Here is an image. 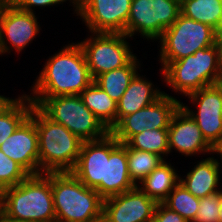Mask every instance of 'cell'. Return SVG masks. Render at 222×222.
Returning a JSON list of instances; mask_svg holds the SVG:
<instances>
[{"mask_svg": "<svg viewBox=\"0 0 222 222\" xmlns=\"http://www.w3.org/2000/svg\"><path fill=\"white\" fill-rule=\"evenodd\" d=\"M151 222H187L177 212L168 208L164 203H157Z\"/></svg>", "mask_w": 222, "mask_h": 222, "instance_id": "31", "label": "cell"}, {"mask_svg": "<svg viewBox=\"0 0 222 222\" xmlns=\"http://www.w3.org/2000/svg\"><path fill=\"white\" fill-rule=\"evenodd\" d=\"M137 73L128 88L117 102L116 124L125 116L147 107L159 99L164 92Z\"/></svg>", "mask_w": 222, "mask_h": 222, "instance_id": "19", "label": "cell"}, {"mask_svg": "<svg viewBox=\"0 0 222 222\" xmlns=\"http://www.w3.org/2000/svg\"><path fill=\"white\" fill-rule=\"evenodd\" d=\"M219 33L211 26L183 16L181 13L159 39L160 61L172 62L217 43Z\"/></svg>", "mask_w": 222, "mask_h": 222, "instance_id": "7", "label": "cell"}, {"mask_svg": "<svg viewBox=\"0 0 222 222\" xmlns=\"http://www.w3.org/2000/svg\"><path fill=\"white\" fill-rule=\"evenodd\" d=\"M29 99L48 118L62 124L83 142L101 139L110 132L85 106L80 95Z\"/></svg>", "mask_w": 222, "mask_h": 222, "instance_id": "6", "label": "cell"}, {"mask_svg": "<svg viewBox=\"0 0 222 222\" xmlns=\"http://www.w3.org/2000/svg\"><path fill=\"white\" fill-rule=\"evenodd\" d=\"M51 189L56 222H102L104 199L72 172L51 173Z\"/></svg>", "mask_w": 222, "mask_h": 222, "instance_id": "3", "label": "cell"}, {"mask_svg": "<svg viewBox=\"0 0 222 222\" xmlns=\"http://www.w3.org/2000/svg\"><path fill=\"white\" fill-rule=\"evenodd\" d=\"M32 107L27 95L16 99L8 97L0 104V145L30 115Z\"/></svg>", "mask_w": 222, "mask_h": 222, "instance_id": "23", "label": "cell"}, {"mask_svg": "<svg viewBox=\"0 0 222 222\" xmlns=\"http://www.w3.org/2000/svg\"><path fill=\"white\" fill-rule=\"evenodd\" d=\"M198 110L181 106L194 119L207 143L213 148L222 144V89L218 84L207 86L188 95Z\"/></svg>", "mask_w": 222, "mask_h": 222, "instance_id": "11", "label": "cell"}, {"mask_svg": "<svg viewBox=\"0 0 222 222\" xmlns=\"http://www.w3.org/2000/svg\"><path fill=\"white\" fill-rule=\"evenodd\" d=\"M199 200L200 198L195 197L179 182L163 203L187 222H193L199 208Z\"/></svg>", "mask_w": 222, "mask_h": 222, "instance_id": "28", "label": "cell"}, {"mask_svg": "<svg viewBox=\"0 0 222 222\" xmlns=\"http://www.w3.org/2000/svg\"><path fill=\"white\" fill-rule=\"evenodd\" d=\"M217 44L219 47L220 71L222 76V33L218 35Z\"/></svg>", "mask_w": 222, "mask_h": 222, "instance_id": "34", "label": "cell"}, {"mask_svg": "<svg viewBox=\"0 0 222 222\" xmlns=\"http://www.w3.org/2000/svg\"><path fill=\"white\" fill-rule=\"evenodd\" d=\"M218 160L213 157L198 162L194 168L187 173L186 178H180V183L195 197L203 198L221 191L217 188L220 184V172ZM219 189V190H218Z\"/></svg>", "mask_w": 222, "mask_h": 222, "instance_id": "20", "label": "cell"}, {"mask_svg": "<svg viewBox=\"0 0 222 222\" xmlns=\"http://www.w3.org/2000/svg\"><path fill=\"white\" fill-rule=\"evenodd\" d=\"M219 87L222 89V76L220 77V79L218 80V83Z\"/></svg>", "mask_w": 222, "mask_h": 222, "instance_id": "39", "label": "cell"}, {"mask_svg": "<svg viewBox=\"0 0 222 222\" xmlns=\"http://www.w3.org/2000/svg\"><path fill=\"white\" fill-rule=\"evenodd\" d=\"M183 16L205 23L222 33V0H183L180 3Z\"/></svg>", "mask_w": 222, "mask_h": 222, "instance_id": "24", "label": "cell"}, {"mask_svg": "<svg viewBox=\"0 0 222 222\" xmlns=\"http://www.w3.org/2000/svg\"><path fill=\"white\" fill-rule=\"evenodd\" d=\"M212 153L220 154L221 163H222V144L213 147ZM221 163L218 162V167H219V168L222 167V166H220Z\"/></svg>", "mask_w": 222, "mask_h": 222, "instance_id": "35", "label": "cell"}, {"mask_svg": "<svg viewBox=\"0 0 222 222\" xmlns=\"http://www.w3.org/2000/svg\"><path fill=\"white\" fill-rule=\"evenodd\" d=\"M169 154L172 149L190 156L212 153L213 148L204 139L201 130L189 113L180 106L173 115L168 128Z\"/></svg>", "mask_w": 222, "mask_h": 222, "instance_id": "17", "label": "cell"}, {"mask_svg": "<svg viewBox=\"0 0 222 222\" xmlns=\"http://www.w3.org/2000/svg\"><path fill=\"white\" fill-rule=\"evenodd\" d=\"M1 210L18 220L56 222L51 173L29 175L21 183L2 190Z\"/></svg>", "mask_w": 222, "mask_h": 222, "instance_id": "2", "label": "cell"}, {"mask_svg": "<svg viewBox=\"0 0 222 222\" xmlns=\"http://www.w3.org/2000/svg\"><path fill=\"white\" fill-rule=\"evenodd\" d=\"M137 185L132 181L127 161V145L119 143L106 157L103 199L132 190Z\"/></svg>", "mask_w": 222, "mask_h": 222, "instance_id": "18", "label": "cell"}, {"mask_svg": "<svg viewBox=\"0 0 222 222\" xmlns=\"http://www.w3.org/2000/svg\"><path fill=\"white\" fill-rule=\"evenodd\" d=\"M94 82L84 51L79 43L68 44L59 53L49 57L33 84V95L28 98H51L80 95Z\"/></svg>", "mask_w": 222, "mask_h": 222, "instance_id": "1", "label": "cell"}, {"mask_svg": "<svg viewBox=\"0 0 222 222\" xmlns=\"http://www.w3.org/2000/svg\"><path fill=\"white\" fill-rule=\"evenodd\" d=\"M136 56L125 66L98 75L94 82L114 101L118 102L138 73L139 61Z\"/></svg>", "mask_w": 222, "mask_h": 222, "instance_id": "25", "label": "cell"}, {"mask_svg": "<svg viewBox=\"0 0 222 222\" xmlns=\"http://www.w3.org/2000/svg\"><path fill=\"white\" fill-rule=\"evenodd\" d=\"M70 1L73 3V7H75V12H76L86 0H70Z\"/></svg>", "mask_w": 222, "mask_h": 222, "instance_id": "36", "label": "cell"}, {"mask_svg": "<svg viewBox=\"0 0 222 222\" xmlns=\"http://www.w3.org/2000/svg\"><path fill=\"white\" fill-rule=\"evenodd\" d=\"M176 172L175 168L165 159L140 182L142 187L139 185L138 187L156 203H163L180 181V175Z\"/></svg>", "mask_w": 222, "mask_h": 222, "instance_id": "21", "label": "cell"}, {"mask_svg": "<svg viewBox=\"0 0 222 222\" xmlns=\"http://www.w3.org/2000/svg\"><path fill=\"white\" fill-rule=\"evenodd\" d=\"M1 19H2V0H0V37H1Z\"/></svg>", "mask_w": 222, "mask_h": 222, "instance_id": "38", "label": "cell"}, {"mask_svg": "<svg viewBox=\"0 0 222 222\" xmlns=\"http://www.w3.org/2000/svg\"><path fill=\"white\" fill-rule=\"evenodd\" d=\"M127 161L129 175L132 181L138 186V182L143 181L165 160L155 153L135 150L127 146Z\"/></svg>", "mask_w": 222, "mask_h": 222, "instance_id": "27", "label": "cell"}, {"mask_svg": "<svg viewBox=\"0 0 222 222\" xmlns=\"http://www.w3.org/2000/svg\"><path fill=\"white\" fill-rule=\"evenodd\" d=\"M132 0H86L77 10L91 33H123Z\"/></svg>", "mask_w": 222, "mask_h": 222, "instance_id": "13", "label": "cell"}, {"mask_svg": "<svg viewBox=\"0 0 222 222\" xmlns=\"http://www.w3.org/2000/svg\"><path fill=\"white\" fill-rule=\"evenodd\" d=\"M0 150L17 162L29 175L40 174L35 105H33L30 115L0 145Z\"/></svg>", "mask_w": 222, "mask_h": 222, "instance_id": "15", "label": "cell"}, {"mask_svg": "<svg viewBox=\"0 0 222 222\" xmlns=\"http://www.w3.org/2000/svg\"><path fill=\"white\" fill-rule=\"evenodd\" d=\"M120 142L109 132L105 137L82 143L79 158L72 173L88 188L103 198L106 157Z\"/></svg>", "mask_w": 222, "mask_h": 222, "instance_id": "12", "label": "cell"}, {"mask_svg": "<svg viewBox=\"0 0 222 222\" xmlns=\"http://www.w3.org/2000/svg\"><path fill=\"white\" fill-rule=\"evenodd\" d=\"M85 106L92 111L110 131L116 125L117 102L95 82L80 94Z\"/></svg>", "mask_w": 222, "mask_h": 222, "instance_id": "22", "label": "cell"}, {"mask_svg": "<svg viewBox=\"0 0 222 222\" xmlns=\"http://www.w3.org/2000/svg\"><path fill=\"white\" fill-rule=\"evenodd\" d=\"M177 0H132L125 34L140 33L148 40L160 39L180 15Z\"/></svg>", "mask_w": 222, "mask_h": 222, "instance_id": "8", "label": "cell"}, {"mask_svg": "<svg viewBox=\"0 0 222 222\" xmlns=\"http://www.w3.org/2000/svg\"><path fill=\"white\" fill-rule=\"evenodd\" d=\"M218 222H222V202L220 204L219 215H218Z\"/></svg>", "mask_w": 222, "mask_h": 222, "instance_id": "37", "label": "cell"}, {"mask_svg": "<svg viewBox=\"0 0 222 222\" xmlns=\"http://www.w3.org/2000/svg\"><path fill=\"white\" fill-rule=\"evenodd\" d=\"M157 203L138 186L103 201L102 222H151Z\"/></svg>", "mask_w": 222, "mask_h": 222, "instance_id": "16", "label": "cell"}, {"mask_svg": "<svg viewBox=\"0 0 222 222\" xmlns=\"http://www.w3.org/2000/svg\"><path fill=\"white\" fill-rule=\"evenodd\" d=\"M38 23L34 12L21 10L10 0H2L0 55L10 52L8 43L16 52L24 50L39 34Z\"/></svg>", "mask_w": 222, "mask_h": 222, "instance_id": "14", "label": "cell"}, {"mask_svg": "<svg viewBox=\"0 0 222 222\" xmlns=\"http://www.w3.org/2000/svg\"><path fill=\"white\" fill-rule=\"evenodd\" d=\"M161 63L166 84L176 93L179 91L185 96L217 84L221 77L217 43L182 59Z\"/></svg>", "mask_w": 222, "mask_h": 222, "instance_id": "5", "label": "cell"}, {"mask_svg": "<svg viewBox=\"0 0 222 222\" xmlns=\"http://www.w3.org/2000/svg\"><path fill=\"white\" fill-rule=\"evenodd\" d=\"M29 174L0 150V192L24 181Z\"/></svg>", "mask_w": 222, "mask_h": 222, "instance_id": "29", "label": "cell"}, {"mask_svg": "<svg viewBox=\"0 0 222 222\" xmlns=\"http://www.w3.org/2000/svg\"><path fill=\"white\" fill-rule=\"evenodd\" d=\"M181 103L164 92L151 105L123 117L110 130V133L120 143H126L133 135L141 133L145 129H168L171 119Z\"/></svg>", "mask_w": 222, "mask_h": 222, "instance_id": "10", "label": "cell"}, {"mask_svg": "<svg viewBox=\"0 0 222 222\" xmlns=\"http://www.w3.org/2000/svg\"><path fill=\"white\" fill-rule=\"evenodd\" d=\"M89 39L79 42L90 74L95 79L98 75L127 65L134 57L123 33H92ZM95 36V37H94Z\"/></svg>", "mask_w": 222, "mask_h": 222, "instance_id": "9", "label": "cell"}, {"mask_svg": "<svg viewBox=\"0 0 222 222\" xmlns=\"http://www.w3.org/2000/svg\"><path fill=\"white\" fill-rule=\"evenodd\" d=\"M10 1L13 2L21 10L27 12H34L32 7L53 6L59 3H63L66 0H10Z\"/></svg>", "mask_w": 222, "mask_h": 222, "instance_id": "32", "label": "cell"}, {"mask_svg": "<svg viewBox=\"0 0 222 222\" xmlns=\"http://www.w3.org/2000/svg\"><path fill=\"white\" fill-rule=\"evenodd\" d=\"M125 144L129 148L155 153L163 158L169 154L168 129H145L133 135Z\"/></svg>", "mask_w": 222, "mask_h": 222, "instance_id": "26", "label": "cell"}, {"mask_svg": "<svg viewBox=\"0 0 222 222\" xmlns=\"http://www.w3.org/2000/svg\"><path fill=\"white\" fill-rule=\"evenodd\" d=\"M35 125L38 133L40 174L72 172L83 141L62 124L48 118L37 106Z\"/></svg>", "mask_w": 222, "mask_h": 222, "instance_id": "4", "label": "cell"}, {"mask_svg": "<svg viewBox=\"0 0 222 222\" xmlns=\"http://www.w3.org/2000/svg\"><path fill=\"white\" fill-rule=\"evenodd\" d=\"M7 97H4L2 95H0V104L6 99Z\"/></svg>", "mask_w": 222, "mask_h": 222, "instance_id": "40", "label": "cell"}, {"mask_svg": "<svg viewBox=\"0 0 222 222\" xmlns=\"http://www.w3.org/2000/svg\"><path fill=\"white\" fill-rule=\"evenodd\" d=\"M0 212H1V192H0Z\"/></svg>", "mask_w": 222, "mask_h": 222, "instance_id": "41", "label": "cell"}, {"mask_svg": "<svg viewBox=\"0 0 222 222\" xmlns=\"http://www.w3.org/2000/svg\"><path fill=\"white\" fill-rule=\"evenodd\" d=\"M0 222H28L24 220H18L7 216L2 210L0 212Z\"/></svg>", "mask_w": 222, "mask_h": 222, "instance_id": "33", "label": "cell"}, {"mask_svg": "<svg viewBox=\"0 0 222 222\" xmlns=\"http://www.w3.org/2000/svg\"><path fill=\"white\" fill-rule=\"evenodd\" d=\"M222 190L206 197L200 198L199 208L193 222H218Z\"/></svg>", "mask_w": 222, "mask_h": 222, "instance_id": "30", "label": "cell"}]
</instances>
